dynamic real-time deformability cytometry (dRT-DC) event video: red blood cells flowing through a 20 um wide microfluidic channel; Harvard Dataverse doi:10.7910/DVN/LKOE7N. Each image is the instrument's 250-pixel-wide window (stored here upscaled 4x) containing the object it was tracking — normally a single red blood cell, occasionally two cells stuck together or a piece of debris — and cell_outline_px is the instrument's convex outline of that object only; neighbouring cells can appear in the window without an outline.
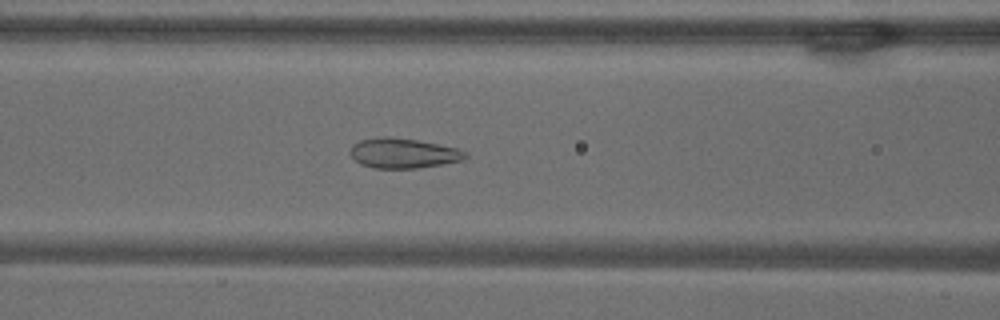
{"species": "common noctule bat (a hibernating species)", "species_latin": "Nyctalus noctula", "temperature_condition": "warm", "stored_images_in_passage": 54, "camera_frame_rate_fps": 3000, "um_per_image_px": 0.085, "animal": {"sex": "male", "body_mass_g": 18.8}, "frame": {"image": 1, "passage_image": 21, "time_ms": 6.667, "image_size_px": [1000, 320], "cell_outline_px": [[468, 156], [464, 160], [416, 168], [372, 168], [360, 164], [348, 152], [352, 144], [360, 140], [384, 136], [388, 136], [416, 140], [456, 148], [468, 152]], "centroid_in_image_um": [34.25, 13.02], "position_along_channel_um": 132.4, "area_um2": 20.06}}
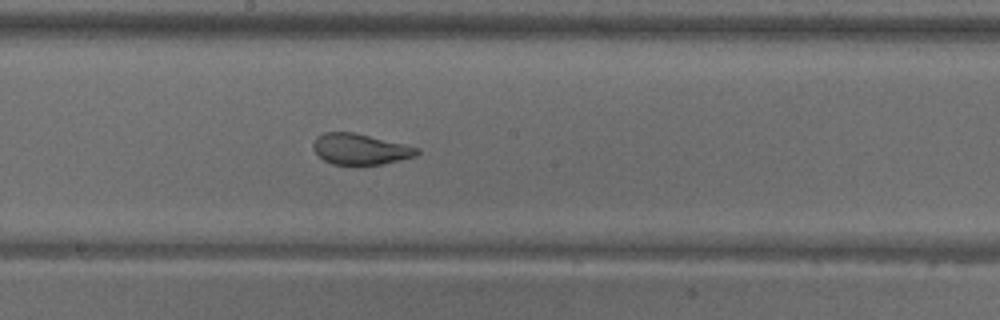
{"frame": {"image": 2, "passage_image": 28, "time_ms": 9.0, "image_size_px": [1000, 320], "cell_outline_px": [[420, 152], [416, 156], [384, 164], [332, 164], [324, 160], [312, 148], [312, 144], [316, 136], [324, 132], [352, 132], [420, 148]], "centroid_in_image_um": [30.61, 12.67], "position_along_channel_um": 217.6, "area_um2": 18.5}}
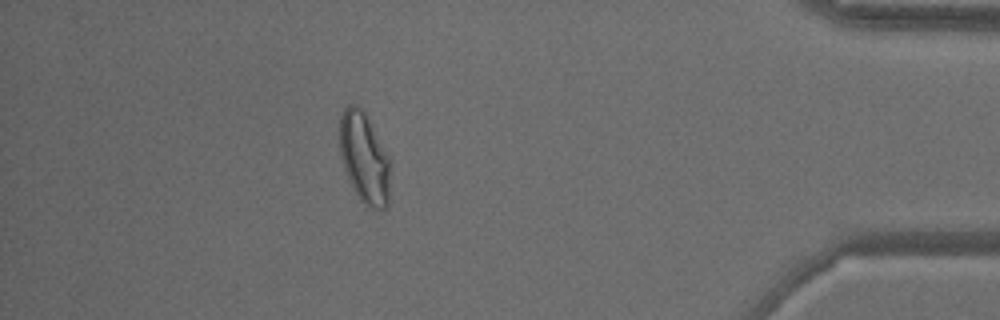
{"frame": {"image": 3, "passage_image": 47, "time_ms": 15.333, "image_size_px": [1000, 320], "cell_outline_px": [[388, 208], [368, 208], [360, 200], [344, 168], [340, 152], [340, 116], [344, 108], [348, 104], [356, 104], [364, 112], [388, 156]], "centroid_in_image_um": [30.93, 13.42], "position_along_channel_um": 404.3, "area_um2": 25.95}}